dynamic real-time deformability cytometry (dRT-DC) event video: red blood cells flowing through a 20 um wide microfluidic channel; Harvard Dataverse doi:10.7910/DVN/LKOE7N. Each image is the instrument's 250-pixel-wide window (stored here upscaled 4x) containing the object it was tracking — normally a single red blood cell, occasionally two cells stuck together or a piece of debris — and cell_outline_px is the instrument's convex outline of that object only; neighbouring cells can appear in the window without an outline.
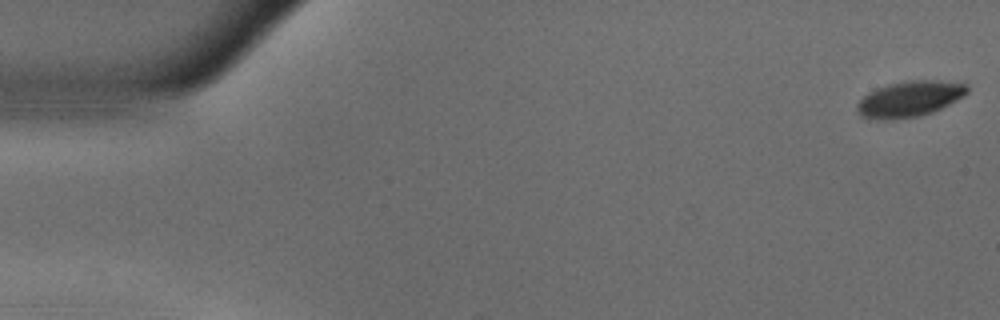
{"species": "common noctule bat (a hibernating species)", "species_latin": "Nyctalus noctula", "temperature_condition": "warm", "stored_images_in_passage": 56, "camera_frame_rate_fps": 3000, "um_per_image_px": 0.085, "animal": {"sex": "male", "body_mass_g": 18.8}, "frame": {"image": 1, "passage_image": 1, "time_ms": 0.0, "image_size_px": [1000, 320], "cell_outline_px": [[968, 92], [964, 96], [932, 112], [920, 116], [892, 120], [868, 120], [860, 116], [856, 112], [856, 104], [868, 92], [876, 88], [888, 84], [904, 80], [936, 80], [968, 84]], "centroid_in_image_um": [77.25, 8.42], "position_along_channel_um": 7.7, "area_um2": 23.35}}
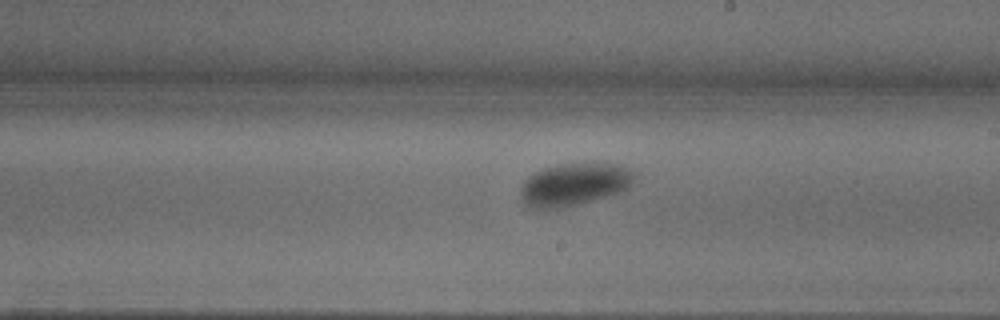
{"frame": {"image": 2, "passage_image": 32, "time_ms": 10.333, "image_size_px": [1000, 320], "cell_outline_px": [[636, 176], [632, 184], [628, 188], [620, 192], [608, 196], [580, 204], [564, 208], [532, 208], [520, 196], [520, 184], [524, 180], [536, 172], [544, 168], [560, 164], [592, 160], [596, 160], [620, 164], [636, 172]], "centroid_in_image_um": [48.89, 15.62], "position_along_channel_um": 240.1, "area_um2": 29.13}}
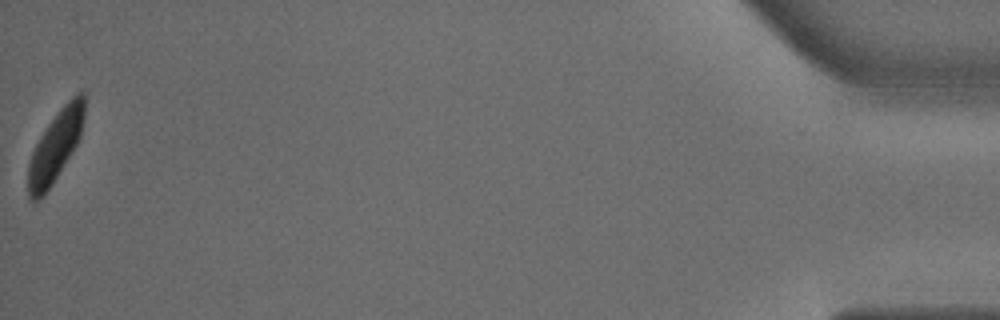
{"frame": {"image": 3, "passage_image": 56, "time_ms": 18.333, "image_size_px": [1000, 320], "cell_outline_px": [[84, 116], [80, 136], [72, 152], [52, 184], [36, 200], [32, 200], [28, 196], [28, 164], [32, 152], [40, 136], [48, 124], [60, 108], [76, 92], [84, 92]], "centroid_in_image_um": [4.71, 12.39], "position_along_channel_um": 430.5, "area_um2": 22.6}, "authors_computed_cell_mechanics": {"area_um2": 26.5302, "velocity_mm_per_s": 3.6018, "shape_relaxation_time_tau1_ms": 2.9445, "shape_relaxation_time_tau2_ms": null, "deformation_change_tau1": 0.1387, "deformation_change_tau2": null}}